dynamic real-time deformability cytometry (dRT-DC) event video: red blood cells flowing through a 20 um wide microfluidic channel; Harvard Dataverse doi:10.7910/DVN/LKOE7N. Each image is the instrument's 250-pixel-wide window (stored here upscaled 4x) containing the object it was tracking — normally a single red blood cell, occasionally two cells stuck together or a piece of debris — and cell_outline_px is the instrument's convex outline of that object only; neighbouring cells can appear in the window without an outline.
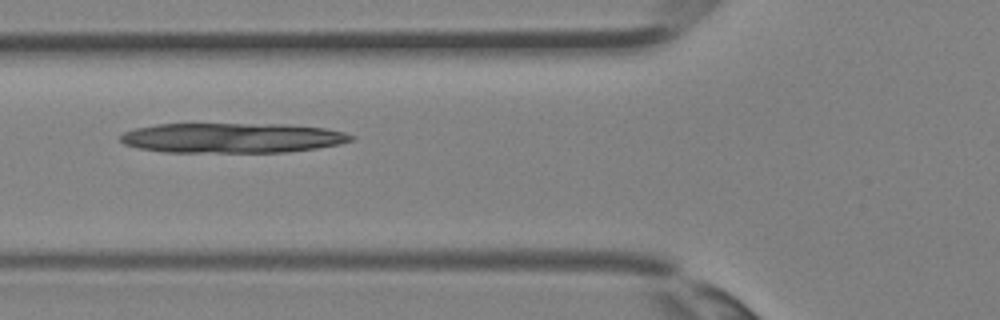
{"species": "Egyptian fruit bat (a non-hibernating species)", "species_latin": "Rousettus aegyptiacus", "temperature_condition": "room temperature", "stored_images_in_passage": 9, "camera_frame_rate_fps": 3000, "um_per_image_px": 0.085, "animal": {"sex": "female"}, "frame": {"image": 1, "passage_image": 3, "time_ms": 0.667, "image_size_px": [1000, 320], "cell_outline_px": [[356, 140], [340, 144], [316, 148], [288, 152], [164, 152], [136, 148], [124, 144], [120, 140], [120, 136], [124, 132], [136, 128], [156, 124], [288, 124], [324, 128], [344, 132], [356, 136]], "centroid_in_image_um": [19.76, 11.72], "position_along_channel_um": 106.0, "area_um2": 40.58}}
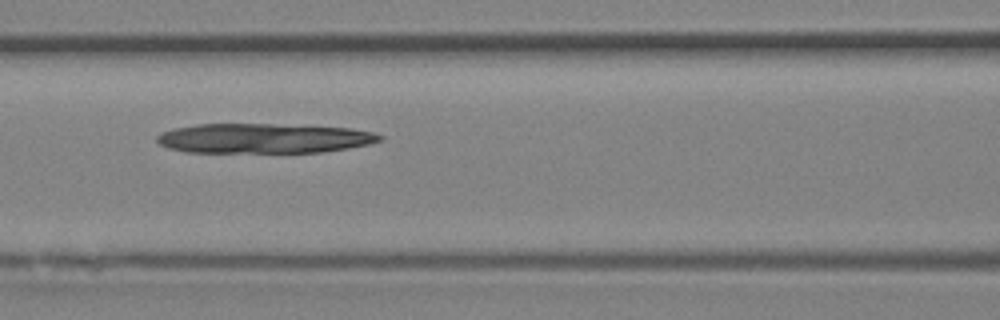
{"frame": {"image": 2, "passage_image": 5, "time_ms": 1.333, "image_size_px": [1000, 320], "cell_outline_px": [[384, 140], [368, 144], [348, 148], [324, 152], [188, 152], [168, 148], [160, 144], [156, 140], [156, 136], [160, 132], [172, 128], [196, 124], [272, 124], [348, 128], [372, 132], [384, 136]], "centroid_in_image_um": [22.39, 11.76], "position_along_channel_um": 144.2, "area_um2": 38.67}}
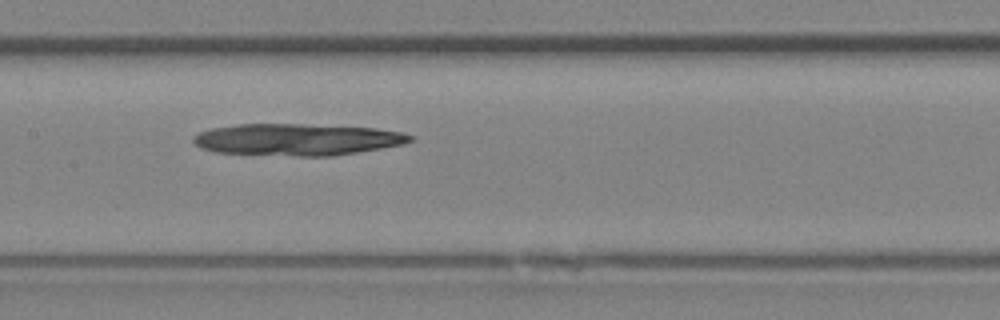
{"frame": {"image": 3, "passage_image": 7, "time_ms": 2.0, "image_size_px": [1000, 320], "cell_outline_px": [[416, 136], [412, 140], [404, 144], [332, 156], [296, 156], [216, 152], [200, 148], [192, 140], [192, 136], [200, 132], [212, 128], [236, 124], [304, 124], [376, 128], [404, 132]], "centroid_in_image_um": [25.27, 11.85], "position_along_channel_um": 182.1, "area_um2": 40.23}}